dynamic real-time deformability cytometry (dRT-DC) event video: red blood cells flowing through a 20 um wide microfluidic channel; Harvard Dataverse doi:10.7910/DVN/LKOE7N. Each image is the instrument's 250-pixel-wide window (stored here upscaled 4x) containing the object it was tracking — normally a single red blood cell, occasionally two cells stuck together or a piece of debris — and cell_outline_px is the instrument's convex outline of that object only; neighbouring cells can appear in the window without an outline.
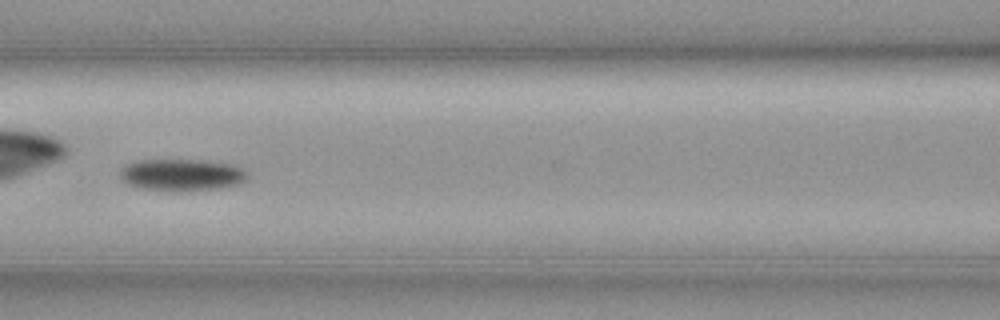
{"species": "common noctule bat (a hibernating species)", "species_latin": "Nyctalus noctula", "temperature_condition": "cold", "stored_images_in_passage": 45, "camera_frame_rate_fps": 3000, "um_per_image_px": 0.085, "animal": {"sex": "female", "body_mass_g": 19.3, "forearm_length_mm": 54.1}, "frame": {"image": 1, "passage_image": 26, "time_ms": 8.333, "image_size_px": [1000, 320], "cell_outline_px": [[248, 176], [240, 184], [220, 188], [180, 192], [140, 188], [128, 184], [120, 176], [120, 172], [124, 164], [140, 160], [200, 160], [232, 164], [244, 168], [248, 172]], "centroid_in_image_um": [15.47, 14.87], "position_along_channel_um": 151.1, "area_um2": 23.93}, "authors_computed_cell_mechanics": {"area_um2": 22.0796, "velocity_mm_per_s": 3.6008, "shape_relaxation_time_tau1_ms": 3.1934, "shape_relaxation_time_tau2_ms": null, "deformation_change_tau1": 0.0846, "deformation_change_tau2": null}}